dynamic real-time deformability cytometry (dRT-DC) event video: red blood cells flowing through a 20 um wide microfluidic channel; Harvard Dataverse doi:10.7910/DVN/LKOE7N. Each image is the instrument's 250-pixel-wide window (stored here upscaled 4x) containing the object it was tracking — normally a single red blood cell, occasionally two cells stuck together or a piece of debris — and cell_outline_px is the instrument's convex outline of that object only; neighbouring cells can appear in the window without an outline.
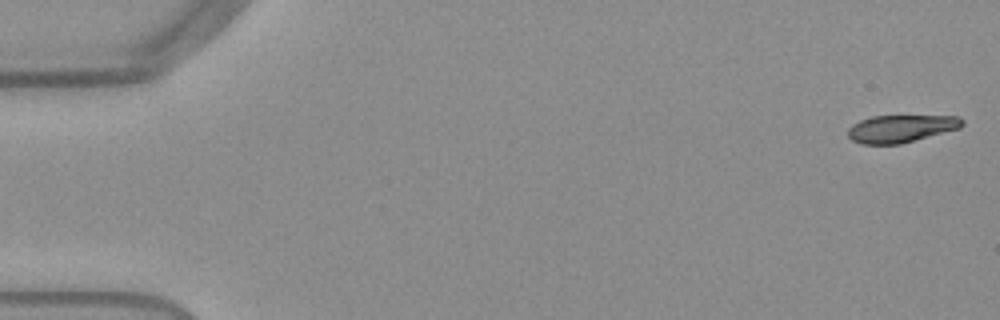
{"species": "Egyptian fruit bat (a non-hibernating species)", "species_latin": "Rousettus aegyptiacus", "temperature_condition": "warm", "stored_images_in_passage": 51, "camera_frame_rate_fps": 3000, "um_per_image_px": 0.085, "frame": {"image": 1, "passage_image": 1, "time_ms": 0.0, "image_size_px": [1000, 320], "cell_outline_px": [[964, 124], [960, 128], [900, 144], [860, 144], [852, 140], [848, 136], [848, 128], [852, 124], [860, 120], [872, 116], [960, 116], [964, 120]], "centroid_in_image_um": [76.58, 10.93], "position_along_channel_um": 8.4, "area_um2": 18.32}}
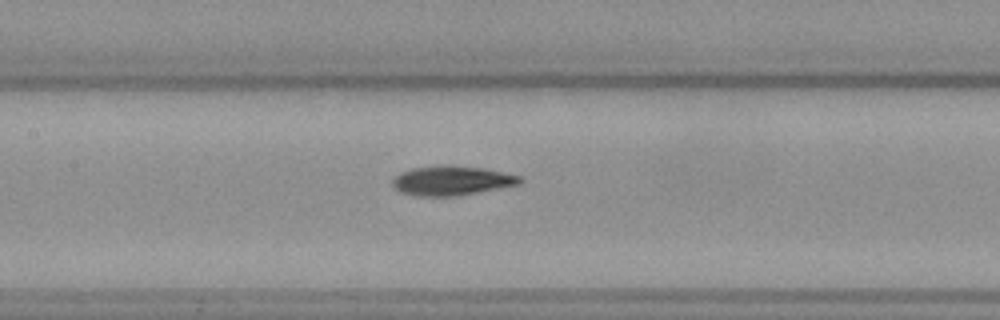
{"frame": {"image": 2, "passage_image": 25, "time_ms": 8.0, "image_size_px": [1000, 320], "cell_outline_px": [[524, 180], [520, 184], [456, 196], [416, 196], [400, 192], [392, 184], [392, 180], [400, 172], [412, 168], [484, 168], [520, 176]], "centroid_in_image_um": [38.4, 15.4], "position_along_channel_um": 169.0, "area_um2": 20.87}}
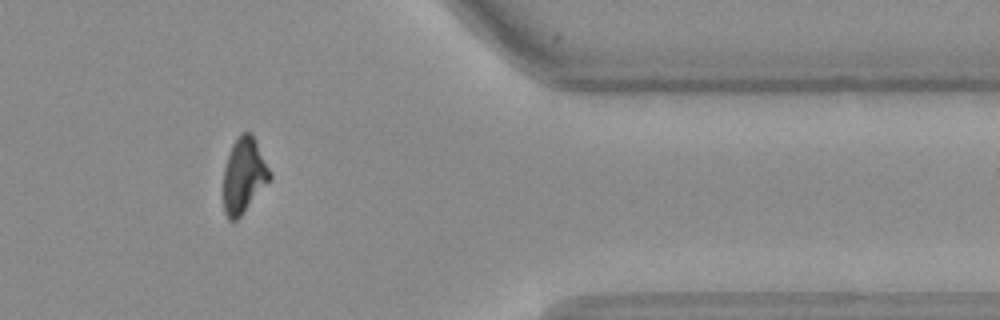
{"frame": {"image": 3, "passage_image": 44, "time_ms": 14.333, "image_size_px": [1000, 320], "cell_outline_px": [[272, 176], [240, 216], [236, 220], [228, 220], [224, 212], [224, 168], [232, 144], [240, 132], [252, 132], [272, 172]], "centroid_in_image_um": [20.73, 14.86], "position_along_channel_um": 390.7, "area_um2": 20.17}}